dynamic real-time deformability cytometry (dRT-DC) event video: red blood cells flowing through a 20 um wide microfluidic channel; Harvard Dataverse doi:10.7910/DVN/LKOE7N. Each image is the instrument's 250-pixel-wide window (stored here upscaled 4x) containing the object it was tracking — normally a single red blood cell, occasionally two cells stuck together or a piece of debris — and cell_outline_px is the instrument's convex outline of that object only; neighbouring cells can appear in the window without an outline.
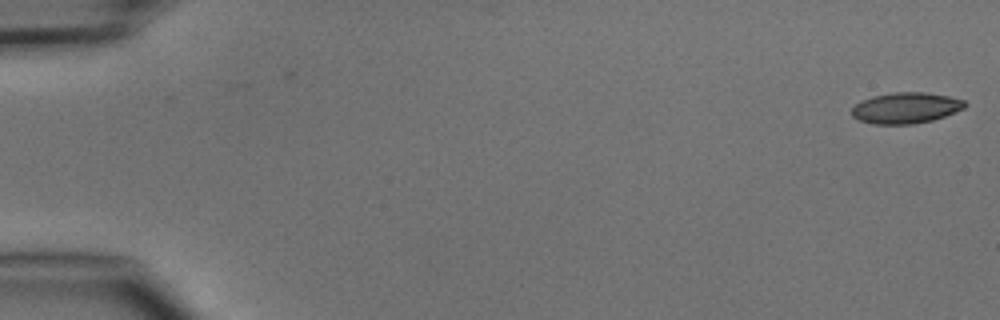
{"species": "common noctule bat (a hibernating species)", "species_latin": "Nyctalus noctula", "temperature_condition": "cold", "stored_images_in_passage": 4, "camera_frame_rate_fps": 3000, "um_per_image_px": 0.085, "animal": {"sex": "male", "body_mass_g": 15.6}, "frame": {"image": 1, "passage_image": 1, "time_ms": 0.0, "image_size_px": [1000, 320], "cell_outline_px": [[968, 104], [964, 108], [944, 116], [932, 120], [912, 124], [872, 124], [860, 120], [852, 116], [852, 108], [860, 100], [872, 96], [892, 92], [924, 92], [948, 96], [964, 100]], "centroid_in_image_um": [76.98, 9.16], "position_along_channel_um": 8.0, "area_um2": 20.4}}